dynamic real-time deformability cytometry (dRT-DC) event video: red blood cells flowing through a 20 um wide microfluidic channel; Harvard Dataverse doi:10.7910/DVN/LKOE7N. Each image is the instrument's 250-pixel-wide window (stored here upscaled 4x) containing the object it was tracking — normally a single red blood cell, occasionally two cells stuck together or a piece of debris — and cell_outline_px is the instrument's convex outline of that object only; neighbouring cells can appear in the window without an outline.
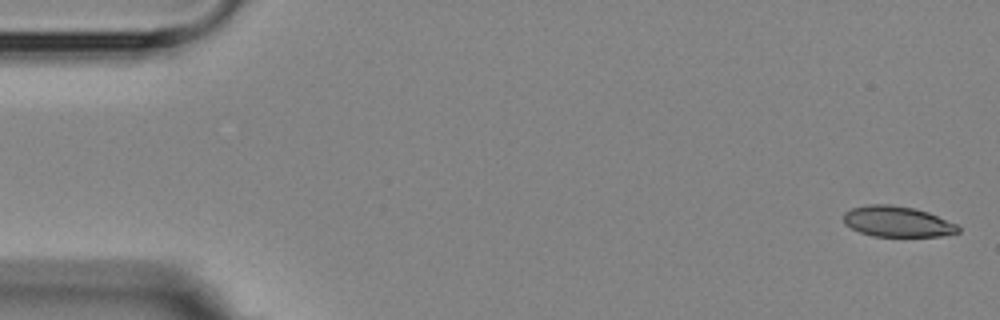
{"species": "Egyptian fruit bat (a non-hibernating species)", "species_latin": "Rousettus aegyptiacus", "temperature_condition": "room temperature", "stored_images_in_passage": 4, "camera_frame_rate_fps": 3000, "um_per_image_px": 0.085, "animal": {"sex": "female"}, "frame": {"image": 1, "passage_image": 1, "time_ms": 0.0, "image_size_px": [1000, 320], "cell_outline_px": [[960, 232], [940, 236], [872, 236], [860, 232], [844, 224], [844, 212], [852, 208], [868, 204], [888, 204], [912, 208], [928, 212], [956, 224], [960, 228]], "centroid_in_image_um": [76.25, 18.83], "position_along_channel_um": 8.7, "area_um2": 20.35}}
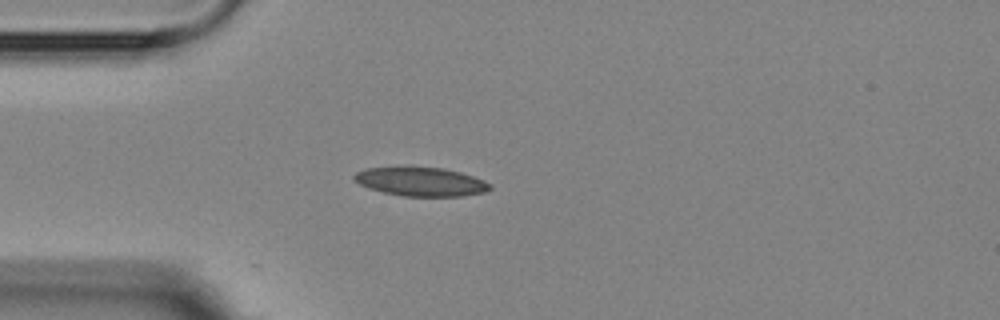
{"frame": {"image": 2, "passage_image": 4, "time_ms": 4.333, "image_size_px": [1000, 320], "cell_outline_px": [[492, 188], [484, 192], [460, 196], [400, 196], [368, 188], [352, 180], [352, 176], [356, 172], [368, 168], [444, 168], [460, 172], [484, 180], [492, 184]], "centroid_in_image_um": [35.78, 15.46], "position_along_channel_um": 49.2, "area_um2": 22.54}}